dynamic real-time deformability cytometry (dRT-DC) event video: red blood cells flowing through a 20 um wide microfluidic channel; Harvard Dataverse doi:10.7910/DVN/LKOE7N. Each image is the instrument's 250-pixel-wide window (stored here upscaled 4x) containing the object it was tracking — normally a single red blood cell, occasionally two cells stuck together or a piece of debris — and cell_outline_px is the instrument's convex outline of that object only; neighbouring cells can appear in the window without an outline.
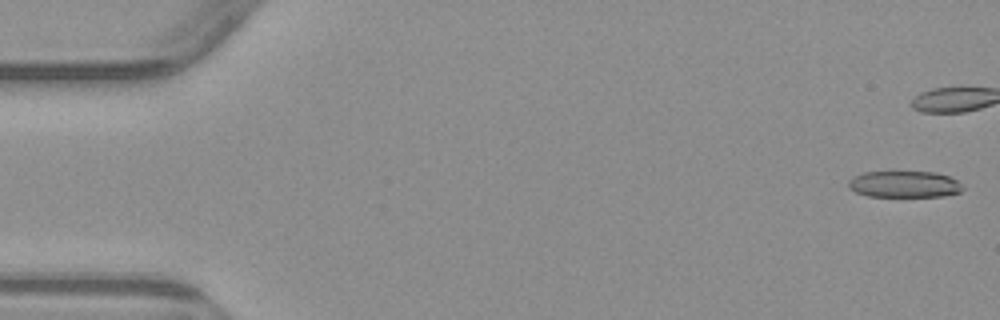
{"species": "common noctule bat (a hibernating species)", "species_latin": "Nyctalus noctula", "temperature_condition": "warm", "stored_images_in_passage": 6, "camera_frame_rate_fps": 3000, "um_per_image_px": 0.085, "animal": {"sex": "male", "body_mass_g": 23.1, "forearm_length_mm": 52.7}, "frame": {"image": 1, "passage_image": 1, "time_ms": 0.0, "image_size_px": [1000, 320], "cell_outline_px": [[964, 188], [960, 192], [944, 196], [868, 196], [856, 192], [848, 188], [848, 180], [852, 176], [864, 172], [936, 172], [948, 176], [956, 180]], "centroid_in_image_um": [76.84, 15.66], "position_along_channel_um": 8.2, "area_um2": 17.63}}
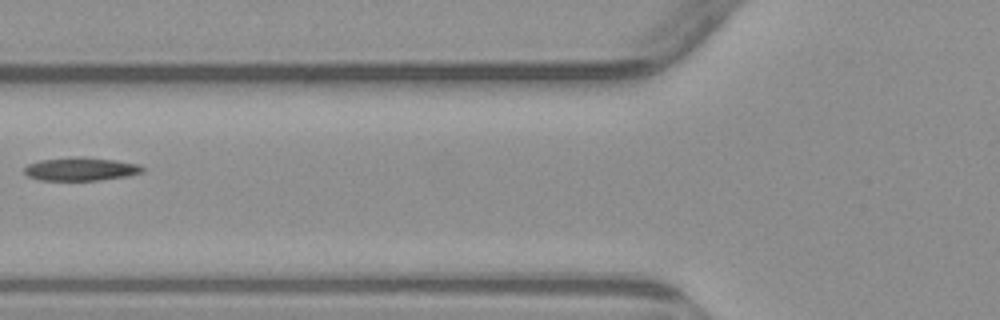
{"frame": {"image": 2, "passage_image": 6, "time_ms": 7.333, "image_size_px": [1000, 320], "cell_outline_px": [[144, 172], [128, 176], [100, 180], [40, 180], [28, 176], [24, 172], [24, 168], [28, 164], [40, 160], [72, 156], [84, 156], [116, 160], [140, 164], [144, 168]], "centroid_in_image_um": [6.9, 14.35], "position_along_channel_um": 118.9, "area_um2": 16.3}}